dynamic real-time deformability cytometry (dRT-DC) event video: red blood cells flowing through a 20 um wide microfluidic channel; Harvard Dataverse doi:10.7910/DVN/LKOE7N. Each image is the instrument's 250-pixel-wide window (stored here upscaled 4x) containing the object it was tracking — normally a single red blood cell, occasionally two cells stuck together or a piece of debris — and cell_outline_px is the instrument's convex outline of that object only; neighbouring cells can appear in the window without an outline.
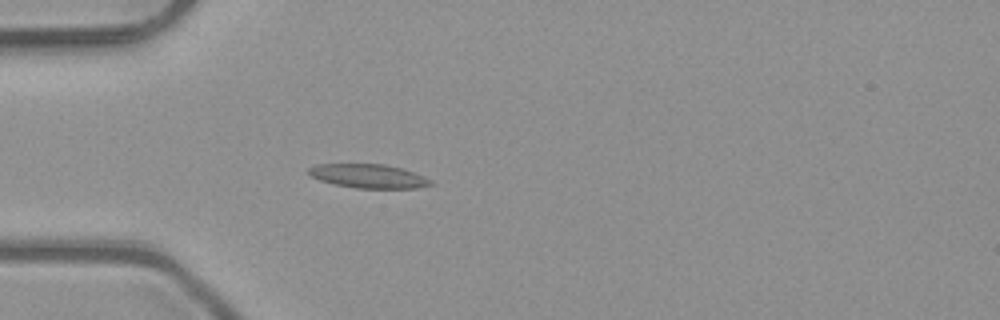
{"species": "common noctule bat (a hibernating species)", "species_latin": "Nyctalus noctula", "temperature_condition": "room temperature", "stored_images_in_passage": 4, "camera_frame_rate_fps": 3000, "um_per_image_px": 0.085, "animal": {"sex": "male", "body_mass_g": 23.1, "forearm_length_mm": 52.7}, "frame": {"image": 1, "passage_image": 4, "time_ms": 1.0, "image_size_px": [1000, 320], "cell_outline_px": [[432, 184], [416, 188], [356, 188], [336, 184], [320, 180], [312, 176], [308, 172], [308, 168], [316, 164], [384, 164], [400, 168], [412, 172], [432, 180]], "centroid_in_image_um": [31.3, 14.96], "position_along_channel_um": 53.7, "area_um2": 16.7}}